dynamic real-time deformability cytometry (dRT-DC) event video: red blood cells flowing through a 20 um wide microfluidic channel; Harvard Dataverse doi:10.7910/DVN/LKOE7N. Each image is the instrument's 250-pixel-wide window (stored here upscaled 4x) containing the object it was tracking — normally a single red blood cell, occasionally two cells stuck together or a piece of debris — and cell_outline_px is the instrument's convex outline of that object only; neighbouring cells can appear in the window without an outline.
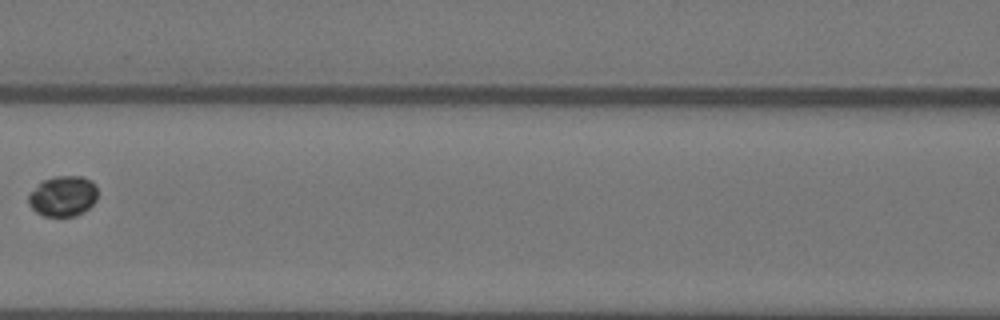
{"species": "Egyptian fruit bat (a non-hibernating species)", "species_latin": "Rousettus aegyptiacus", "temperature_condition": "warm", "stored_images_in_passage": 3, "camera_frame_rate_fps": 3000, "um_per_image_px": 0.085, "animal": {"sex": "female"}, "frame": {"image": 1, "passage_image": 3, "time_ms": 0.667, "image_size_px": [1000, 320], "cell_outline_px": [[96, 200], [84, 212], [76, 216], [44, 216], [36, 212], [28, 204], [28, 196], [44, 180], [56, 176], [80, 176], [92, 180], [96, 184]], "centroid_in_image_um": [5.38, 16.68], "position_along_channel_um": 161.2, "area_um2": 16.18}}